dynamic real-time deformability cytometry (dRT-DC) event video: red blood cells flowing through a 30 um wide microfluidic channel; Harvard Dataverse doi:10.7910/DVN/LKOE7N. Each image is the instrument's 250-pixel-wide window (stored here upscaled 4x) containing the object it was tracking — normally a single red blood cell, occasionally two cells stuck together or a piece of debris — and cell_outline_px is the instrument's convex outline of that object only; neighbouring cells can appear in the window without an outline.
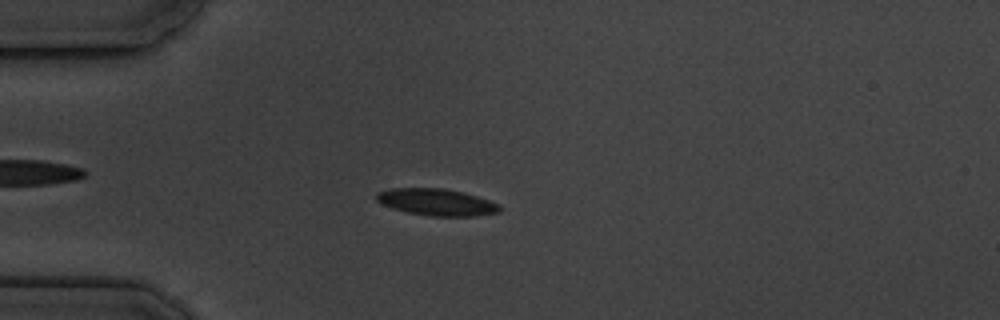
{"species": "common noctule bat (a hibernating species)", "species_latin": "Nyctalus noctula", "temperature_condition": "cold", "stored_images_in_passage": 8, "camera_frame_rate_fps": 3000, "um_per_image_px": 0.085, "animal": {"sex": "male", "body_mass_g": 19.5, "forearm_length_mm": 54.6}, "frame": {"image": 1, "passage_image": 3, "time_ms": 3.333, "image_size_px": [1000, 320], "cell_outline_px": [[500, 212], [476, 216], [432, 216], [408, 212], [392, 208], [376, 200], [376, 192], [392, 188], [444, 188], [464, 192], [500, 204]], "centroid_in_image_um": [37.12, 17.18], "position_along_channel_um": 47.9, "area_um2": 19.19}}
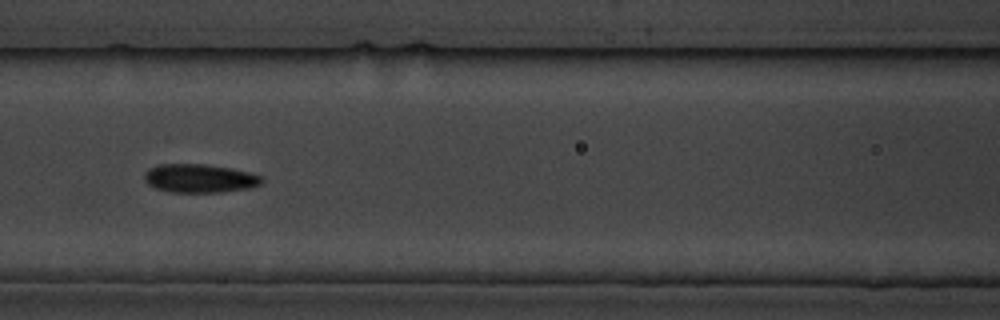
{"frame": {"image": 2, "passage_image": 6, "time_ms": 6.667, "image_size_px": [1000, 320], "cell_outline_px": [[264, 180], [260, 184], [248, 188], [220, 192], [168, 192], [156, 188], [148, 184], [144, 180], [144, 172], [148, 168], [160, 164], [200, 164], [232, 168], [264, 176]], "centroid_in_image_um": [16.95, 15.16], "position_along_channel_um": 149.6, "area_um2": 19.59}}
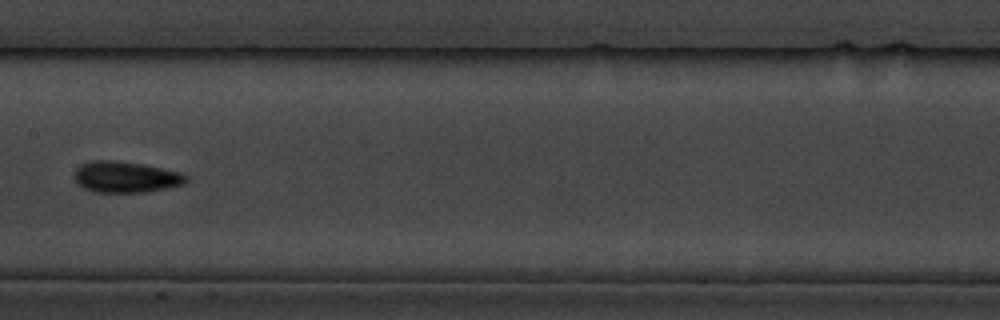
{"frame": {"image": 3, "passage_image": 7, "time_ms": 8.0, "image_size_px": [1000, 320], "cell_outline_px": [[188, 180], [184, 184], [168, 188], [144, 192], [96, 192], [84, 188], [76, 180], [76, 168], [80, 164], [88, 160], [116, 160], [140, 164], [180, 172], [188, 176]], "centroid_in_image_um": [10.7, 15.04], "position_along_channel_um": 196.7, "area_um2": 20.17}}